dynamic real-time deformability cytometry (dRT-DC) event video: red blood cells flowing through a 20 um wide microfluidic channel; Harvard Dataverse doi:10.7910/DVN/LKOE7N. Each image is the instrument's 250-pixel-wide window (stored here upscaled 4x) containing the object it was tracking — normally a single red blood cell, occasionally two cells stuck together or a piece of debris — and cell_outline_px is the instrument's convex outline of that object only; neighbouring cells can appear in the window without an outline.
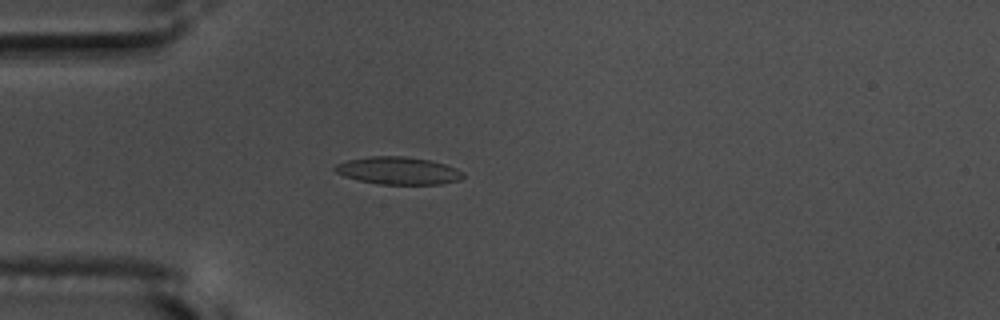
{"species": "common noctule bat (a hibernating species)", "species_latin": "Nyctalus noctula", "temperature_condition": "warm", "stored_images_in_passage": 41, "camera_frame_rate_fps": 3000, "um_per_image_px": 0.085, "animal": {"sex": "male", "body_mass_g": 17.5, "forearm_length_mm": 52.3}, "frame": {"image": 1, "passage_image": 7, "time_ms": 2.0, "image_size_px": [1000, 320], "cell_outline_px": [[464, 176], [460, 180], [440, 184], [380, 184], [360, 180], [344, 176], [336, 172], [332, 168], [336, 164], [348, 160], [372, 156], [404, 156], [432, 160], [456, 168], [464, 172]], "centroid_in_image_um": [33.87, 14.5], "position_along_channel_um": 51.1, "area_um2": 20.52}}
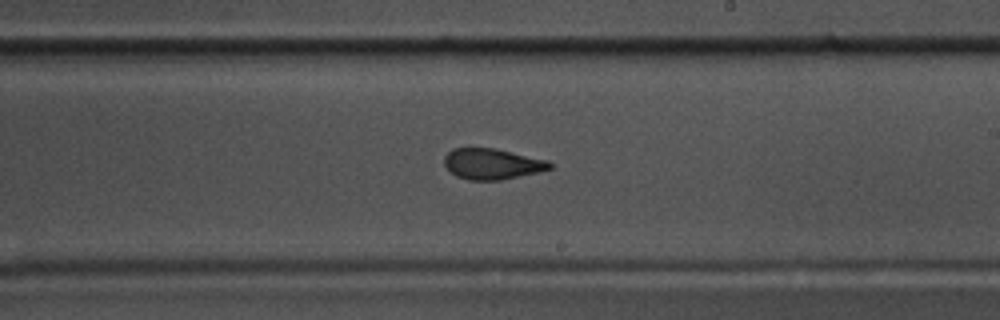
{"frame": {"image": 2, "passage_image": 24, "time_ms": 7.667, "image_size_px": [1000, 320], "cell_outline_px": [[552, 168], [540, 172], [500, 180], [468, 180], [456, 176], [444, 164], [444, 156], [452, 148], [492, 148], [548, 160], [552, 164]], "centroid_in_image_um": [41.83, 13.94], "position_along_channel_um": 247.2, "area_um2": 18.84}, "authors_computed_cell_mechanics": {"area_um2": 19.7676, "velocity_mm_per_s": 3.6568, "shape_relaxation_time_tau1_ms": 5.3307, "shape_relaxation_time_tau2_ms": 1.6623, "deformation_change_tau1": 0.1755, "deformation_change_tau2": 0.0906}}